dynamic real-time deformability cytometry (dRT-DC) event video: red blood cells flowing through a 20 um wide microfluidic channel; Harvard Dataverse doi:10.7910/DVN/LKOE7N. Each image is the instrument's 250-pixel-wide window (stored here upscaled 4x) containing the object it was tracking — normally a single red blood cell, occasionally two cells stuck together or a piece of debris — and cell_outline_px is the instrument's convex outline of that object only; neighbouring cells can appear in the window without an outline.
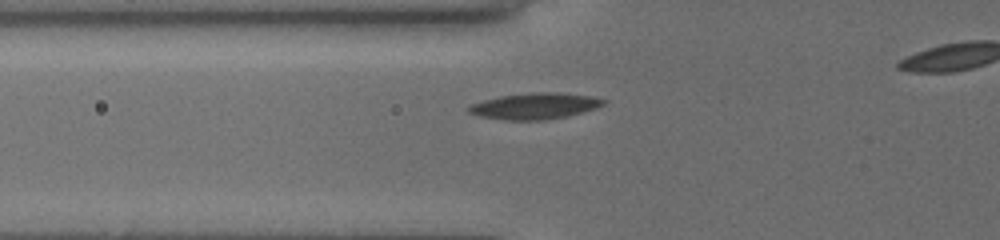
{"species": "common noctule bat (a hibernating species)", "species_latin": "Nyctalus noctula", "temperature_condition": "cold", "stored_images_in_passage": 4, "segment_of_instrument_passage": [1, 2], "camera_frame_rate_fps": 3000, "um_per_image_px": 0.085, "animal": {"sex": "female", "body_mass_g": 19.5, "forearm_length_mm": 54.1}, "frame": {"image": 1, "passage_image": 3, "time_ms": 2.0, "image_size_px": [1000, 240], "cell_outline_px": [[608, 100], [604, 104], [580, 112], [564, 116], [540, 120], [504, 120], [480, 116], [468, 112], [468, 108], [472, 104], [484, 100], [500, 96], [532, 92], [556, 92], [588, 96]], "centroid_in_image_um": [45.41, 9.0], "position_along_channel_um": 80.4, "area_um2": 20.06}}